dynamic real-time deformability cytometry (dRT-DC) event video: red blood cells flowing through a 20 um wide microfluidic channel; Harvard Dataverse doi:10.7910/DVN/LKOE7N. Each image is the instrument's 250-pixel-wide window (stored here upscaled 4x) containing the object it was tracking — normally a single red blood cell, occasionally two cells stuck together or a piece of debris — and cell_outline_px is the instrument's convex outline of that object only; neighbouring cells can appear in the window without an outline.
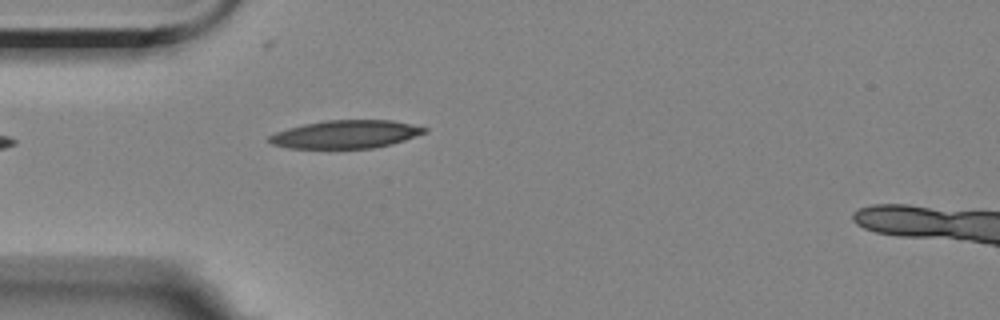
{"species": "Egyptian fruit bat (a non-hibernating species)", "species_latin": "Rousettus aegyptiacus", "temperature_condition": "room temperature", "stored_images_in_passage": 15, "camera_frame_rate_fps": 3000, "um_per_image_px": 0.085, "animal": {"sex": "female"}, "frame": {"image": 1, "passage_image": 2, "time_ms": 0.333, "image_size_px": [1000, 320], "cell_outline_px": [[428, 132], [392, 144], [372, 148], [288, 148], [272, 144], [268, 140], [268, 136], [276, 132], [288, 128], [304, 124], [324, 120], [392, 120], [428, 128]], "centroid_in_image_um": [29.39, 11.41], "position_along_channel_um": 55.6, "area_um2": 25.37}}
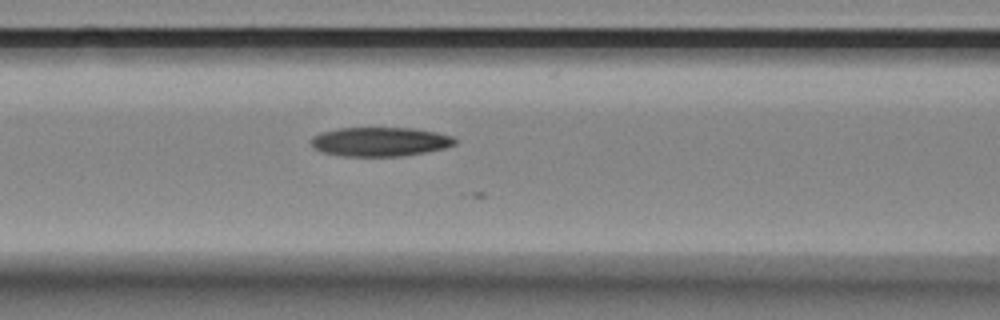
{"frame": {"image": 2, "passage_image": 9, "time_ms": 2.667, "image_size_px": [1000, 320], "cell_outline_px": [[456, 144], [444, 148], [404, 156], [344, 156], [324, 152], [316, 148], [312, 144], [312, 136], [320, 132], [340, 128], [412, 128], [436, 132], [452, 136], [456, 140]], "centroid_in_image_um": [32.32, 12.04], "position_along_channel_um": 134.3, "area_um2": 24.22}}
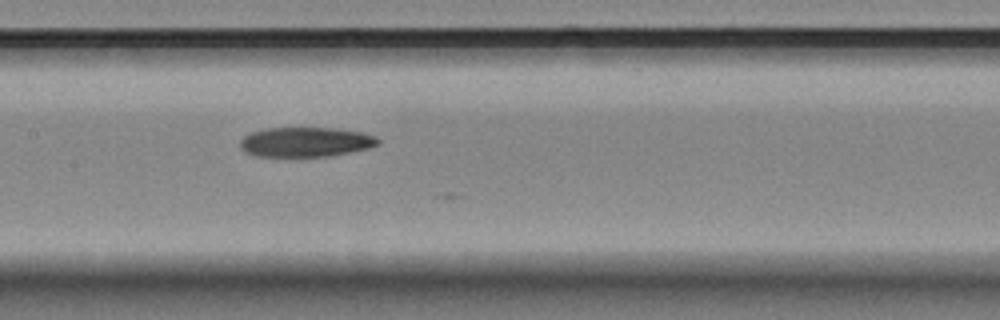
{"frame": {"image": 3, "passage_image": 13, "time_ms": 4.0, "image_size_px": [1000, 320], "cell_outline_px": [[380, 144], [368, 148], [328, 156], [256, 156], [244, 152], [240, 148], [240, 140], [248, 132], [264, 128], [336, 128], [360, 132], [376, 136], [380, 140]], "centroid_in_image_um": [25.94, 12.06], "position_along_channel_um": 181.5, "area_um2": 23.93}}